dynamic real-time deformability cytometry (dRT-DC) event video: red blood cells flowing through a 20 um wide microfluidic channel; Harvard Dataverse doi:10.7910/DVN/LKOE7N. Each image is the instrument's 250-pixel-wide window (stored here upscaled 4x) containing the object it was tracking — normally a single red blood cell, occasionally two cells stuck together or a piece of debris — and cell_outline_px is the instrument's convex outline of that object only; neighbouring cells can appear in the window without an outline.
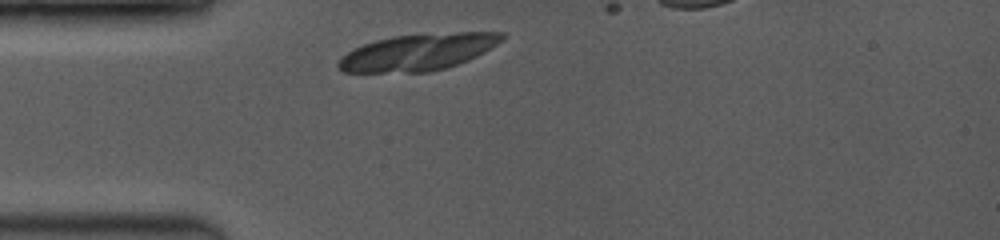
{"species": "common noctule bat (a hibernating species)", "species_latin": "Nyctalus noctula", "temperature_condition": "room temperature", "stored_images_in_passage": 1, "camera_frame_rate_fps": 3500, "um_per_image_px": 0.085, "animal": {"sex": "female", "body_mass_g": 19.0, "forearm_length_mm": 53.3}, "frame": {"image": 1, "passage_image": 1, "time_ms": 0.0, "image_size_px": [1000, 240], "cell_outline_px": [[504, 36], [496, 44], [476, 56], [468, 60], [444, 68], [428, 72], [344, 72], [336, 64], [348, 52], [364, 44], [376, 40], [392, 36], [456, 32], [504, 32]], "centroid_in_image_um": [35.53, 4.43], "position_along_channel_um": 49.5, "area_um2": 34.28}}